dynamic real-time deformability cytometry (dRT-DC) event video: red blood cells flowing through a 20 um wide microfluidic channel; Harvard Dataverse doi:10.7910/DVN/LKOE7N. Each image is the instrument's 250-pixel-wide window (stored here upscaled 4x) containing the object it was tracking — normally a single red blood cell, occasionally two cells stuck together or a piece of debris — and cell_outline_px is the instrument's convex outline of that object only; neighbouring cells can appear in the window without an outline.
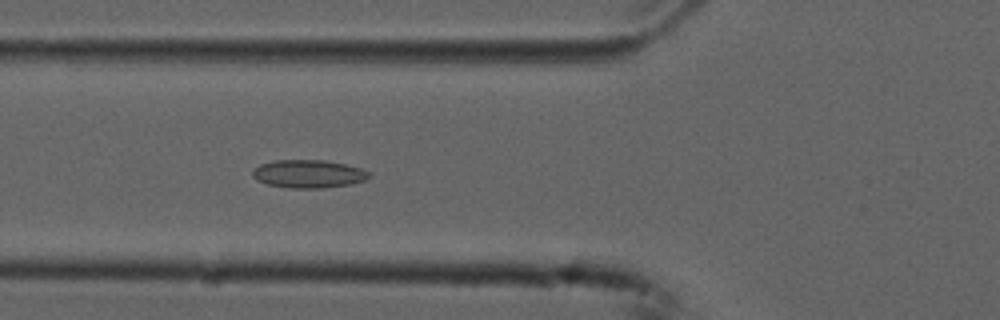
{"species": "common noctule bat (a hibernating species)", "species_latin": "Nyctalus noctula", "temperature_condition": "cold", "stored_images_in_passage": 6, "camera_frame_rate_fps": 3000, "um_per_image_px": 0.085, "animal": {"sex": "male", "forearm_length_mm": 52.5}, "frame": {"image": 1, "passage_image": 6, "time_ms": 1.667, "image_size_px": [1000, 320], "cell_outline_px": [[372, 176], [364, 180], [352, 184], [320, 188], [288, 188], [268, 184], [256, 180], [252, 176], [252, 172], [260, 164], [276, 160], [324, 160], [344, 164], [360, 168], [368, 172]], "centroid_in_image_um": [26.21, 14.78], "position_along_channel_um": 99.6, "area_um2": 18.96}}